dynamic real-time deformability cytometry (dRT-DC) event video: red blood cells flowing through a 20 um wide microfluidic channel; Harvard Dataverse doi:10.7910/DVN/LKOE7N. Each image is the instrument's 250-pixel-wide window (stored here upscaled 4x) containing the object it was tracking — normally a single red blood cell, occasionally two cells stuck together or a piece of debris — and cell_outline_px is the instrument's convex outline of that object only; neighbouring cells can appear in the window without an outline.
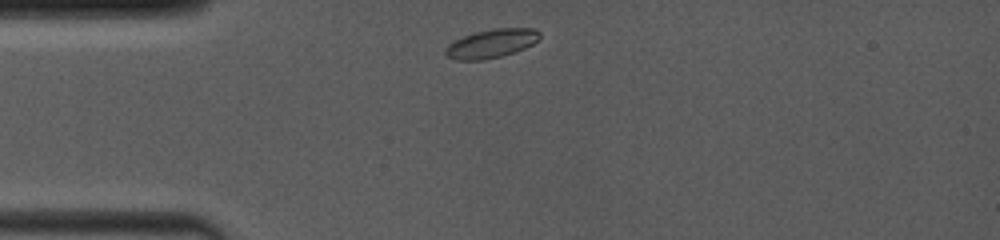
{"species": "common noctule bat (a hibernating species)", "species_latin": "Nyctalus noctula", "temperature_condition": "room temperature", "stored_images_in_passage": 33, "camera_frame_rate_fps": 4000, "um_per_image_px": 0.085, "animal": {"sex": "female", "body_mass_g": 19.0, "forearm_length_mm": 53.3}, "frame": {"image": 1, "passage_image": 2, "time_ms": 0.25, "image_size_px": [1000, 240], "cell_outline_px": [[540, 36], [532, 44], [516, 52], [484, 60], [456, 60], [448, 56], [444, 52], [444, 48], [448, 44], [464, 36], [476, 32], [496, 28], [532, 28], [540, 32]], "centroid_in_image_um": [41.75, 3.7], "position_along_channel_um": 43.2, "area_um2": 15.61}}
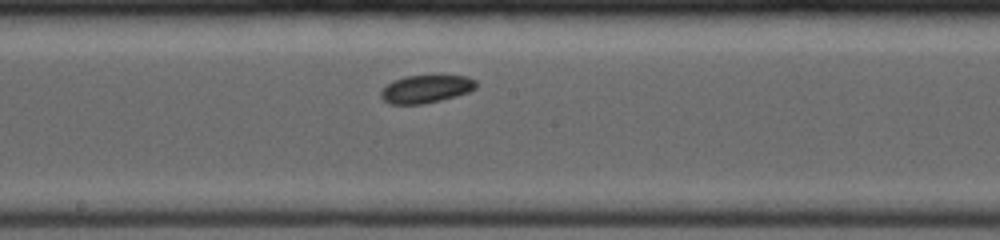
{"frame": {"image": 2, "passage_image": 16, "time_ms": 5.0, "image_size_px": [1000, 240], "cell_outline_px": [[476, 88], [468, 92], [456, 96], [424, 104], [388, 104], [380, 96], [380, 92], [388, 84], [404, 76], [468, 76], [476, 80]], "centroid_in_image_um": [36.22, 7.57], "position_along_channel_um": 212.0, "area_um2": 15.32}}
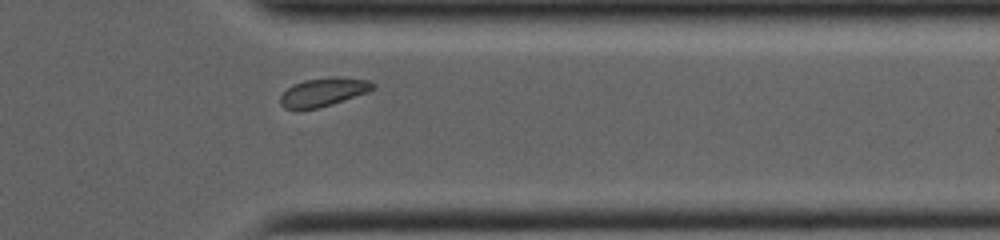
{"frame": {"image": 3, "passage_image": 29, "time_ms": 9.25, "image_size_px": [1000, 240], "cell_outline_px": [[376, 88], [368, 92], [332, 104], [316, 108], [284, 108], [280, 104], [280, 96], [292, 84], [304, 80], [332, 76], [336, 76], [368, 80], [376, 84]], "centroid_in_image_um": [27.52, 7.8], "position_along_channel_um": 383.9, "area_um2": 15.32}, "authors_computed_cell_mechanics": {"area_um2": 15.4904, "velocity_mm_per_s": 4.0169, "shape_relaxation_time_tau1_ms": 1.9715, "shape_relaxation_time_tau2_ms": 1.6195, "deformation_change_tau1": 0.05, "deformation_change_tau2": 0.0416}}